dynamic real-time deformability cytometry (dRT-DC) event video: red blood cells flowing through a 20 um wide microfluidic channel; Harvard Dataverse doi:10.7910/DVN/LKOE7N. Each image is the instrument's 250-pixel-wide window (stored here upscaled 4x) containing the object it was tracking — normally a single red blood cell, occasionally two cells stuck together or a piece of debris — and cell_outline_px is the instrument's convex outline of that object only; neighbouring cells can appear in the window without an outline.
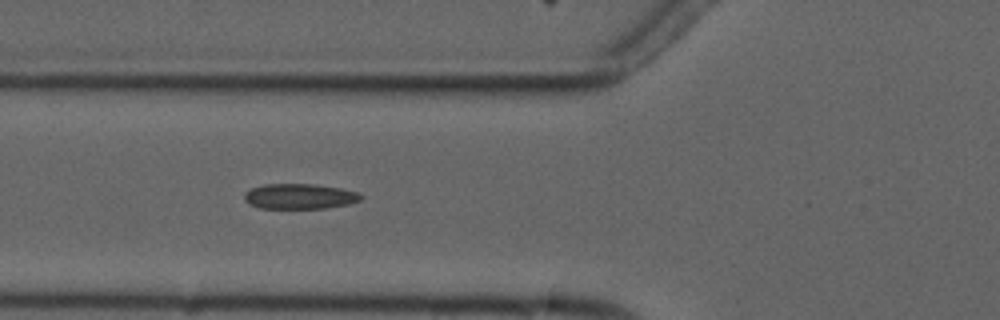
{"species": "common noctule bat (a hibernating species)", "species_latin": "Nyctalus noctula", "temperature_condition": "cold", "stored_images_in_passage": 8, "camera_frame_rate_fps": 3000, "um_per_image_px": 0.085, "animal": {"sex": "male", "forearm_length_mm": 52.5}, "frame": {"image": 1, "passage_image": 5, "time_ms": 5.333, "image_size_px": [1000, 320], "cell_outline_px": [[364, 196], [360, 200], [348, 204], [324, 208], [260, 208], [248, 204], [244, 200], [244, 192], [252, 188], [264, 184], [312, 184], [340, 188], [356, 192]], "centroid_in_image_um": [25.43, 16.69], "position_along_channel_um": 100.4, "area_um2": 17.11}}
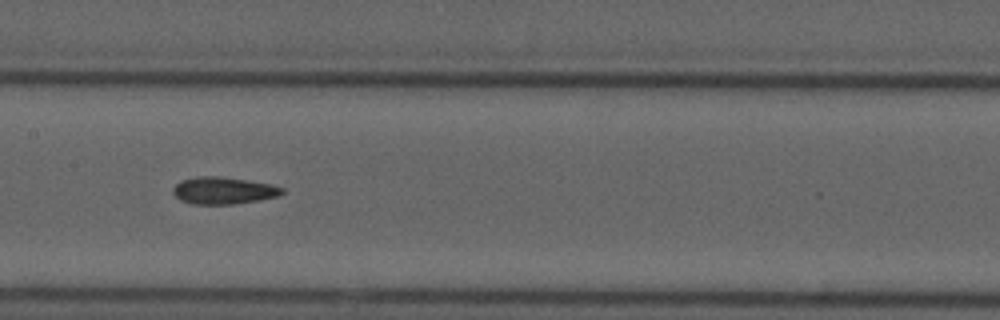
{"frame": {"image": 2, "passage_image": 7, "time_ms": 7.667, "image_size_px": [1000, 320], "cell_outline_px": [[284, 192], [276, 196], [260, 200], [232, 204], [192, 204], [180, 200], [172, 192], [172, 188], [180, 180], [196, 176], [220, 176], [248, 180], [272, 184], [284, 188]], "centroid_in_image_um": [18.97, 16.18], "position_along_channel_um": 188.4, "area_um2": 17.34}}
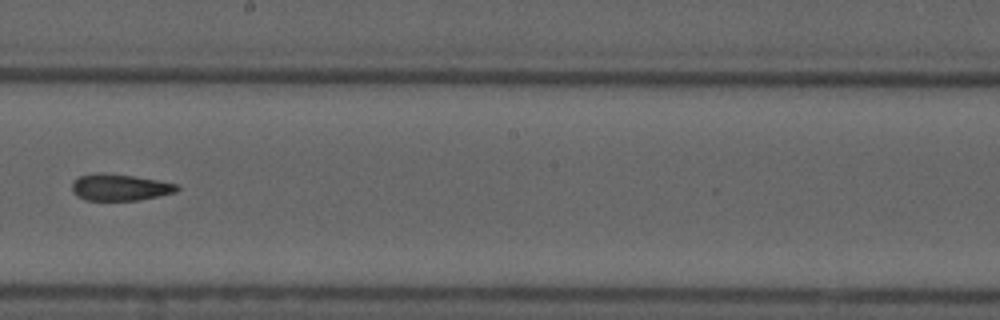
{"frame": {"image": 3, "passage_image": 8, "time_ms": 9.0, "image_size_px": [1000, 320], "cell_outline_px": [[180, 188], [176, 192], [160, 196], [136, 200], [84, 200], [72, 192], [72, 184], [80, 176], [96, 172], [104, 172], [160, 180], [180, 184]], "centroid_in_image_um": [10.23, 15.91], "position_along_channel_um": 238.0, "area_um2": 16.42}}